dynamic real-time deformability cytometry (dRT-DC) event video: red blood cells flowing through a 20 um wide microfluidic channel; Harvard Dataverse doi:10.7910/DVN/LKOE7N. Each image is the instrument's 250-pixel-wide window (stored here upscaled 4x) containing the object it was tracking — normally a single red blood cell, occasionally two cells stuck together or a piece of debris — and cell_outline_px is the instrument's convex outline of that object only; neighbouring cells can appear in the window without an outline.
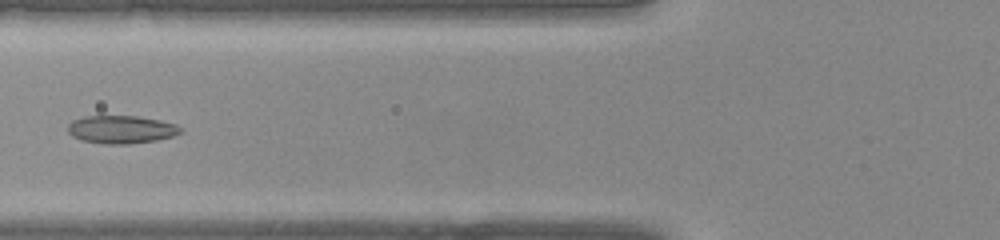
{"species": "common noctule bat (a hibernating species)", "species_latin": "Nyctalus noctula", "temperature_condition": "warm", "stored_images_in_passage": 39, "camera_frame_rate_fps": 3000, "um_per_image_px": 0.085, "animal": {"sex": "female", "body_mass_g": 22.0, "forearm_length_mm": 56.7}, "frame": {"image": 1, "passage_image": 15, "time_ms": 4.667, "image_size_px": [1000, 240], "cell_outline_px": [[184, 132], [172, 136], [156, 140], [128, 144], [104, 144], [80, 140], [72, 136], [68, 132], [68, 124], [72, 120], [84, 116], [136, 116], [160, 120], [176, 124], [184, 128]], "centroid_in_image_um": [10.32, 11.0], "position_along_channel_um": 115.5, "area_um2": 18.55}}
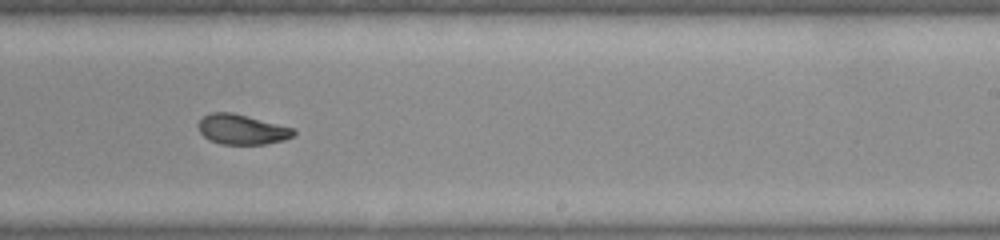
{"frame": {"image": 2, "passage_image": 24, "time_ms": 7.667, "image_size_px": [1000, 240], "cell_outline_px": [[296, 132], [292, 136], [284, 140], [264, 144], [220, 144], [208, 140], [200, 132], [196, 124], [204, 116], [212, 112], [232, 112], [296, 128]], "centroid_in_image_um": [20.56, 11.0], "position_along_channel_um": 268.4, "area_um2": 16.82}}
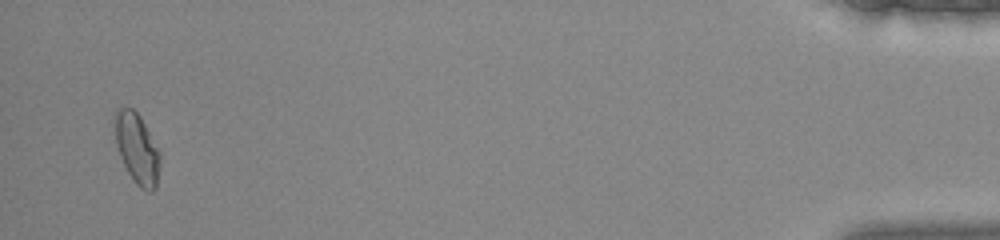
{"frame": {"image": 3, "passage_image": 38, "time_ms": 12.333, "image_size_px": [1000, 240], "cell_outline_px": [[160, 164], [156, 188], [152, 192], [148, 192], [140, 188], [136, 184], [128, 172], [120, 156], [116, 144], [112, 112], [116, 108], [132, 108], [140, 116], [160, 152]], "centroid_in_image_um": [11.62, 12.61], "position_along_channel_um": 423.6, "area_um2": 18.79}}